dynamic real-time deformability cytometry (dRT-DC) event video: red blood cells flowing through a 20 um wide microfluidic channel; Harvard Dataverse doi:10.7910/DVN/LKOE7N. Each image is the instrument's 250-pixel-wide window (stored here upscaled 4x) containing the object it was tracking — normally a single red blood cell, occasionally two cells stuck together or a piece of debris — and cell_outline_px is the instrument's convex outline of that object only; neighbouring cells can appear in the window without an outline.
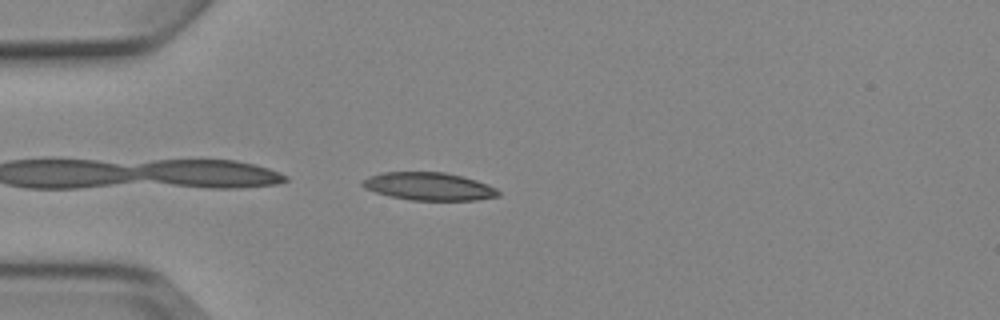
{"species": "Egyptian fruit bat (a non-hibernating species)", "species_latin": "Rousettus aegyptiacus", "temperature_condition": "cold", "stored_images_in_passage": 5, "camera_frame_rate_fps": 3000, "um_per_image_px": 0.085, "animal": {"sex": "female"}, "frame": {"image": 1, "passage_image": 4, "time_ms": 4.667, "image_size_px": [1000, 320], "cell_outline_px": [[500, 196], [476, 200], [412, 200], [392, 196], [376, 192], [364, 188], [360, 184], [360, 180], [368, 176], [380, 172], [444, 172], [476, 180], [488, 184], [496, 188], [500, 192]], "centroid_in_image_um": [36.43, 15.83], "position_along_channel_um": 48.6, "area_um2": 22.08}}